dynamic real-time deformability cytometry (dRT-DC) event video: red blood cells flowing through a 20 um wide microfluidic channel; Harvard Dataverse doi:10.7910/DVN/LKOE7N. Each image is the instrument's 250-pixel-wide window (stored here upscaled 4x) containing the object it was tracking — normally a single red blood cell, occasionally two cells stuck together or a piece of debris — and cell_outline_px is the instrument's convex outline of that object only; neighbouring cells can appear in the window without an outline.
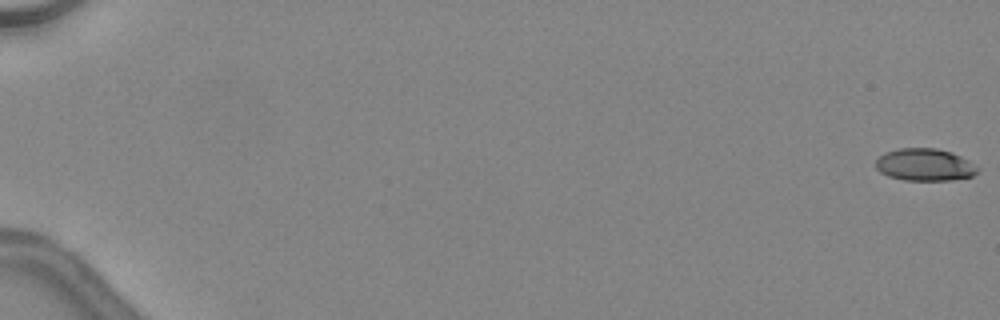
{"species": "common noctule bat (a hibernating species)", "species_latin": "Nyctalus noctula", "temperature_condition": "warm", "stored_images_in_passage": 48, "camera_frame_rate_fps": 3000, "um_per_image_px": 0.085, "animal": {"sex": "female", "body_mass_g": 24.6, "forearm_length_mm": 56.2}, "frame": {"image": 1, "passage_image": 1, "time_ms": 0.0, "image_size_px": [1000, 320], "cell_outline_px": [[980, 168], [972, 176], [952, 180], [904, 180], [888, 176], [880, 172], [876, 168], [876, 160], [884, 152], [900, 148], [936, 148], [952, 152], [968, 160]], "centroid_in_image_um": [78.6, 14.0], "position_along_channel_um": 6.4, "area_um2": 19.19}}
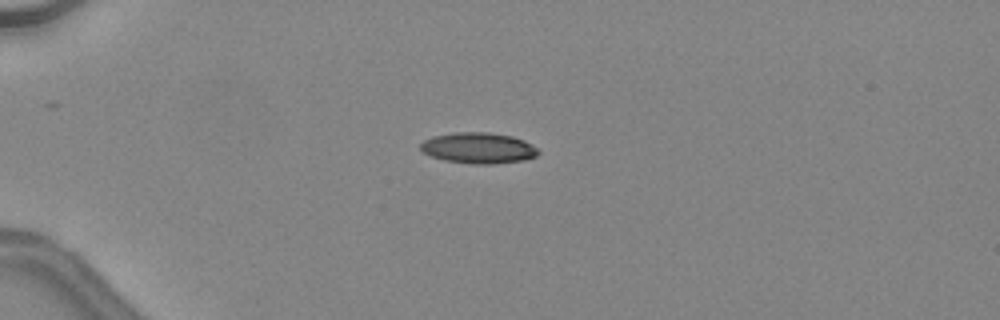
{"frame": {"image": 2, "passage_image": 15, "time_ms": 4.667, "image_size_px": [1000, 320], "cell_outline_px": [[540, 152], [536, 156], [524, 160], [492, 164], [476, 164], [444, 160], [420, 152], [420, 144], [424, 140], [432, 136], [452, 132], [488, 132], [512, 136], [524, 140], [532, 144]], "centroid_in_image_um": [40.64, 12.57], "position_along_channel_um": 44.4, "area_um2": 21.33}}
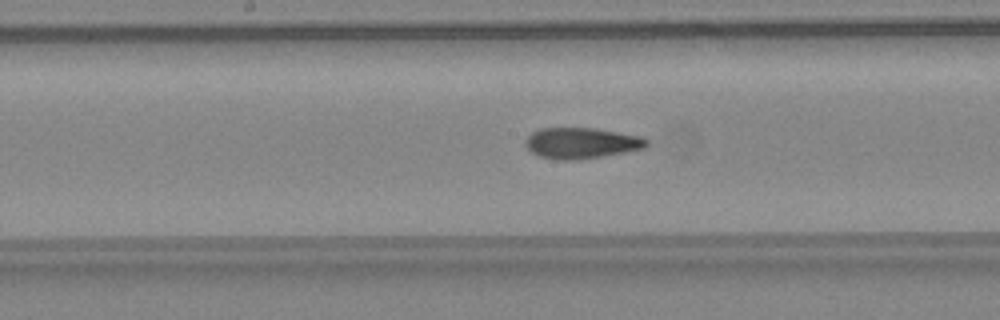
{"frame": {"image": 3, "passage_image": 28, "time_ms": 9.0, "image_size_px": [1000, 320], "cell_outline_px": [[648, 144], [644, 148], [624, 152], [600, 156], [572, 160], [556, 160], [540, 156], [532, 152], [524, 144], [524, 140], [532, 132], [540, 128], [596, 128], [644, 136], [648, 140]], "centroid_in_image_um": [49.42, 12.14], "position_along_channel_um": 198.8, "area_um2": 21.85}, "authors_computed_cell_mechanics": {"area_um2": 21.3282, "velocity_mm_per_s": 4.5585, "shape_relaxation_time_tau1_ms": 9.5053, "shape_relaxation_time_tau2_ms": 1.8616, "deformation_change_tau1": 0.2636, "deformation_change_tau2": 0.1}}